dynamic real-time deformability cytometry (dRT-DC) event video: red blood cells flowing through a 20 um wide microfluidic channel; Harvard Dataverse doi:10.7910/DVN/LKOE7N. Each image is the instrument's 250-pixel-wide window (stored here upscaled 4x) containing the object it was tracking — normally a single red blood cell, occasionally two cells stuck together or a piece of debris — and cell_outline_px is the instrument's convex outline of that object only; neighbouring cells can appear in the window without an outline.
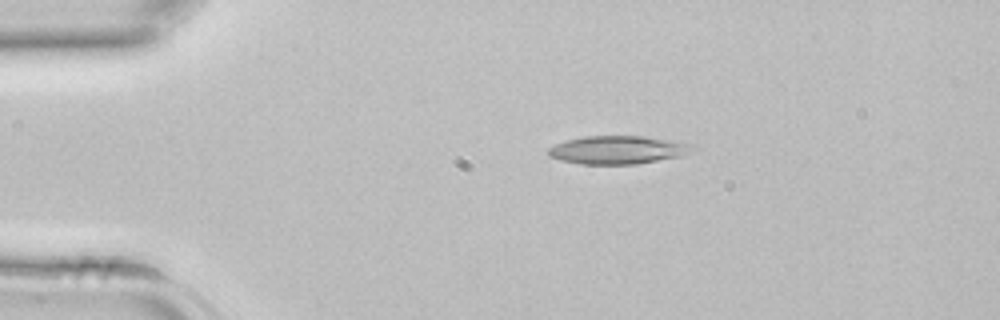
{"species": "common noctule bat (a hibernating species)", "species_latin": "Nyctalus noctula", "temperature_condition": "room temperature", "stored_images_in_passage": 35, "camera_frame_rate_fps": 3000, "um_per_image_px": 0.085, "animal": {"sex": "female", "body_mass_g": 22.7, "forearm_length_mm": 54.2}, "frame": {"image": 1, "passage_image": 1, "time_ms": 0.0, "image_size_px": [1000, 320], "cell_outline_px": [[696, 148], [680, 156], [636, 164], [580, 164], [560, 160], [548, 156], [548, 148], [564, 140], [584, 136], [644, 136], [692, 144]], "centroid_in_image_um": [52.46, 12.74], "position_along_channel_um": 32.5, "area_um2": 23.58}}
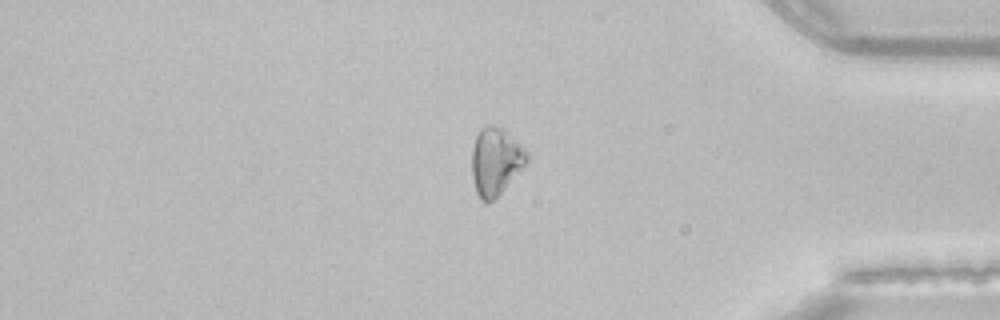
{"frame": {"image": 2, "passage_image": 28, "time_ms": 9.0, "image_size_px": [1000, 320], "cell_outline_px": [[528, 160], [504, 188], [492, 200], [480, 200], [476, 192], [472, 180], [472, 148], [476, 136], [480, 128], [488, 124], [496, 124], [504, 128], [528, 152]], "centroid_in_image_um": [42.1, 13.65], "position_along_channel_um": 393.1, "area_um2": 21.44}}
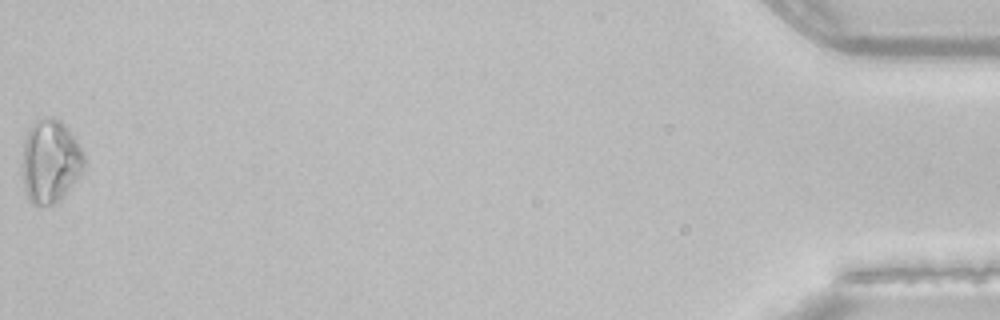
{"frame": {"image": 3, "passage_image": 35, "time_ms": 11.333, "image_size_px": [1000, 320], "cell_outline_px": [[84, 164], [80, 172], [64, 196], [56, 204], [32, 204], [28, 200], [24, 188], [24, 140], [28, 128], [36, 120], [44, 116], [52, 116], [60, 120], [76, 140], [84, 152]], "centroid_in_image_um": [4.27, 13.68], "position_along_channel_um": 430.9, "area_um2": 29.65}}